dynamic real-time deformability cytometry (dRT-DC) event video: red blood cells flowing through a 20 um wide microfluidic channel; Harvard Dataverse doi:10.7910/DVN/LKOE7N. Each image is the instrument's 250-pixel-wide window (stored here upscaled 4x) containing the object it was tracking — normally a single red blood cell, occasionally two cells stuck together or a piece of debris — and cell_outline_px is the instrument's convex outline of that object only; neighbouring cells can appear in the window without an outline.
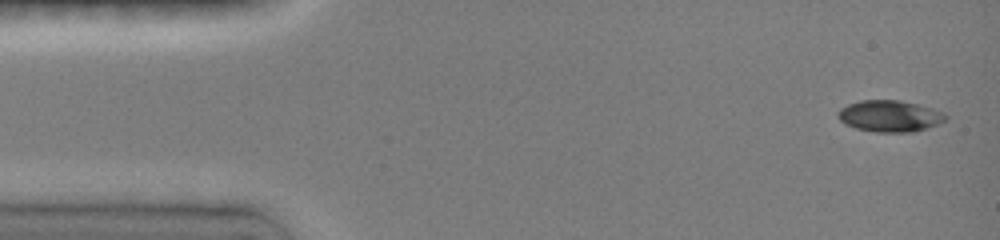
{"species": "common noctule bat (a hibernating species)", "species_latin": "Nyctalus noctula", "temperature_condition": "room temperature", "stored_images_in_passage": 14, "camera_frame_rate_fps": 3000, "um_per_image_px": 0.085, "animal": {"sex": "female", "body_mass_g": 19.0, "forearm_length_mm": 51.5}, "frame": {"image": 1, "passage_image": 1, "time_ms": 0.0, "image_size_px": [1000, 240], "cell_outline_px": [[948, 116], [944, 120], [936, 124], [912, 132], [876, 132], [856, 128], [844, 124], [836, 116], [836, 112], [840, 108], [848, 104], [860, 100], [900, 100], [932, 108], [944, 112]], "centroid_in_image_um": [75.57, 9.85], "position_along_channel_um": 9.4, "area_um2": 19.71}}
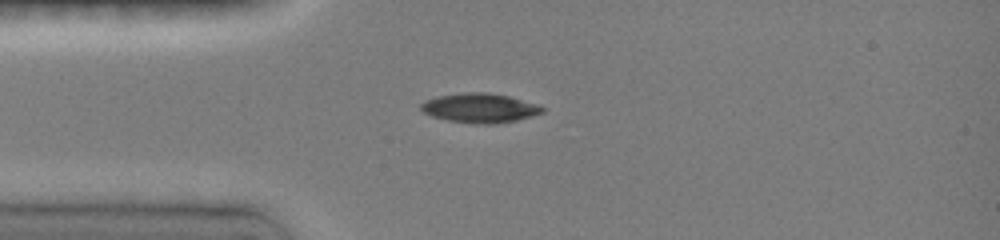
{"frame": {"image": 2, "passage_image": 7, "time_ms": 3.333, "image_size_px": [1000, 240], "cell_outline_px": [[544, 112], [532, 116], [516, 120], [496, 124], [476, 124], [448, 120], [432, 116], [424, 112], [420, 108], [420, 104], [428, 100], [440, 96], [464, 92], [484, 92], [508, 96], [540, 104], [544, 108]], "centroid_in_image_um": [40.83, 9.18], "position_along_channel_um": 44.2, "area_um2": 20.69}}
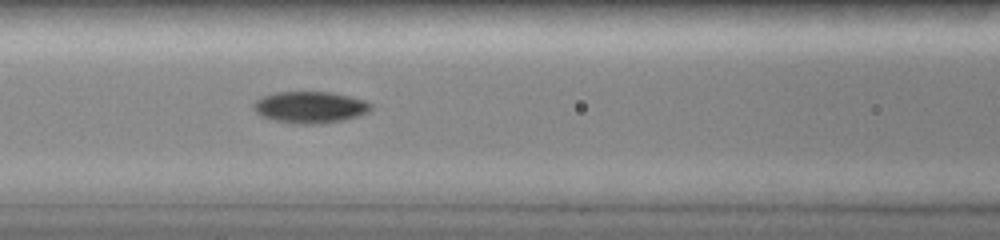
{"frame": {"image": 3, "passage_image": 12, "time_ms": 6.0, "image_size_px": [1000, 240], "cell_outline_px": [[372, 108], [368, 112], [360, 116], [344, 120], [320, 124], [292, 124], [260, 116], [252, 108], [252, 104], [256, 100], [264, 96], [276, 92], [328, 92], [348, 96], [364, 100], [372, 104]], "centroid_in_image_um": [26.35, 9.13], "position_along_channel_um": 140.2, "area_um2": 21.73}}